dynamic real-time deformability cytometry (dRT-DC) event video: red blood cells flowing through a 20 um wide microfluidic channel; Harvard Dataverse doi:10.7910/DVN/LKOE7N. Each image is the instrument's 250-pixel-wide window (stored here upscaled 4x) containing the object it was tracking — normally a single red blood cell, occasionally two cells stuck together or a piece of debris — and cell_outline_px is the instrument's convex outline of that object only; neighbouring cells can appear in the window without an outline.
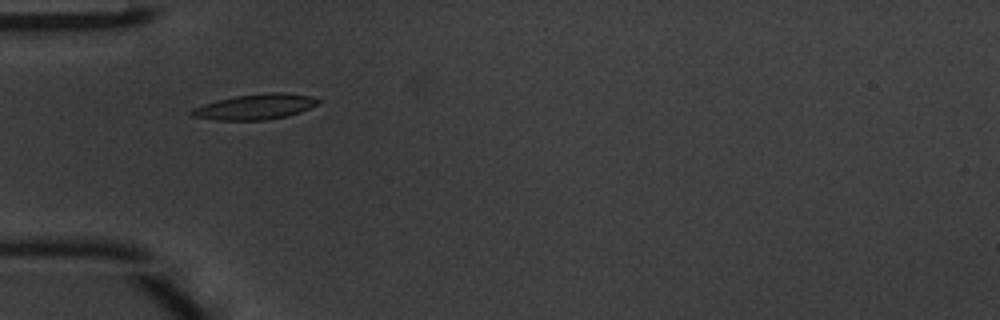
{"species": "common noctule bat (a hibernating species)", "species_latin": "Nyctalus noctula", "temperature_condition": "warm", "stored_images_in_passage": 34, "camera_frame_rate_fps": 3000, "um_per_image_px": 0.085, "animal": {"sex": "male", "body_mass_g": 20.1, "forearm_length_mm": 53.5}, "frame": {"image": 1, "passage_image": 1, "time_ms": 0.0, "image_size_px": [1000, 320], "cell_outline_px": [[320, 100], [316, 104], [300, 112], [288, 116], [264, 120], [216, 120], [192, 116], [188, 112], [192, 108], [220, 100], [236, 96], [264, 92], [284, 92], [312, 96]], "centroid_in_image_um": [21.7, 9.07], "position_along_channel_um": 63.3, "area_um2": 18.61}}
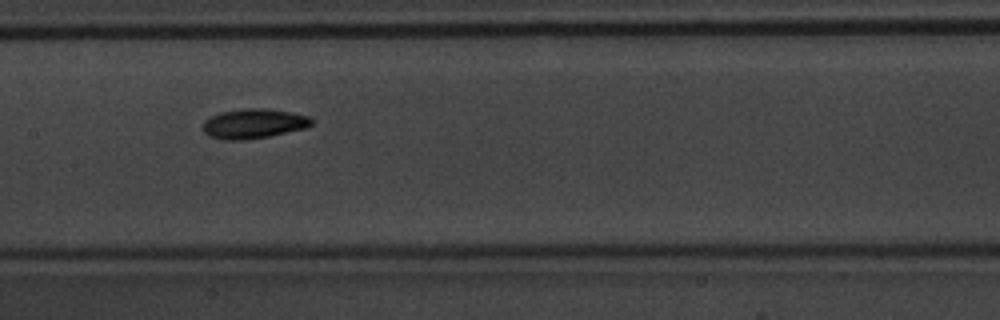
{"frame": {"image": 2, "passage_image": 10, "time_ms": 3.0, "image_size_px": [1000, 320], "cell_outline_px": [[312, 124], [308, 128], [268, 136], [244, 140], [224, 140], [208, 136], [204, 132], [204, 120], [220, 112], [244, 108], [264, 108], [292, 112], [308, 116], [312, 120]], "centroid_in_image_um": [21.57, 10.51], "position_along_channel_um": 185.8, "area_um2": 18.84}}
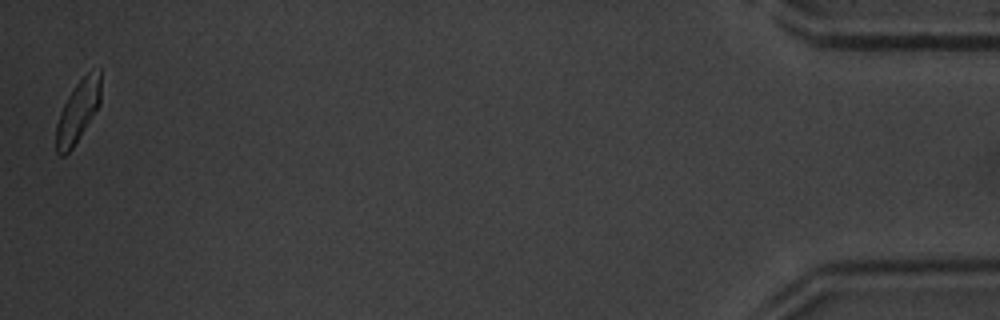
{"frame": {"image": 3, "passage_image": 34, "time_ms": 11.0, "image_size_px": [1000, 320], "cell_outline_px": [[100, 104], [72, 148], [64, 156], [60, 156], [56, 152], [56, 124], [60, 112], [68, 96], [76, 84], [88, 72], [100, 68]], "centroid_in_image_um": [6.61, 9.47], "position_along_channel_um": 428.6, "area_um2": 15.78}, "authors_computed_cell_mechanics": {"area_um2": 17.34, "velocity_mm_per_s": 4.1365, "shape_relaxation_time_tau1_ms": 2.6521, "shape_relaxation_time_tau2_ms": null, "deformation_change_tau1": 0.1309, "deformation_change_tau2": null}}